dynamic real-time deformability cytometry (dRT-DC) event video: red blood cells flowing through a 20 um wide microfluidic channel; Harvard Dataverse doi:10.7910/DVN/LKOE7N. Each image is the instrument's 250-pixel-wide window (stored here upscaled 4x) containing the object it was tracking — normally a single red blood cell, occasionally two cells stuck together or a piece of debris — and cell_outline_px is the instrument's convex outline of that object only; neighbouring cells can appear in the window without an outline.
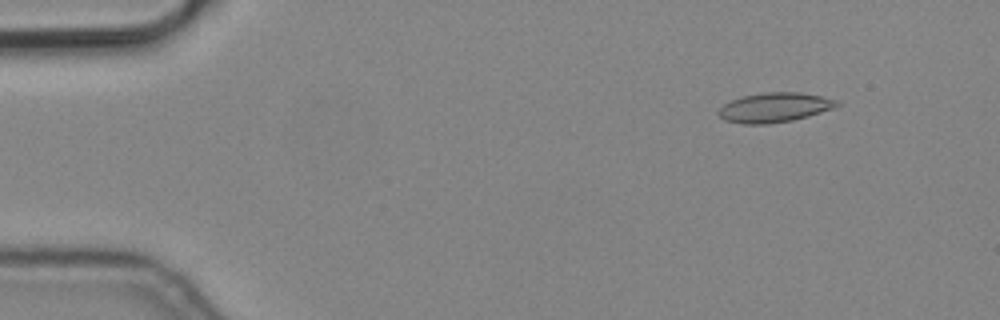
{"species": "common noctule bat (a hibernating species)", "species_latin": "Nyctalus noctula", "temperature_condition": "cold", "stored_images_in_passage": 5, "camera_frame_rate_fps": 3000, "um_per_image_px": 0.085, "animal": {"sex": "male", "body_mass_g": 19.2, "forearm_length_mm": 51.8}, "frame": {"image": 1, "passage_image": 2, "time_ms": 0.333, "image_size_px": [1000, 320], "cell_outline_px": [[840, 104], [836, 108], [808, 116], [792, 120], [768, 124], [744, 124], [724, 120], [716, 112], [724, 104], [740, 96], [764, 92], [800, 92], [840, 100]], "centroid_in_image_um": [65.85, 9.13], "position_along_channel_um": 19.1, "area_um2": 20.58}}